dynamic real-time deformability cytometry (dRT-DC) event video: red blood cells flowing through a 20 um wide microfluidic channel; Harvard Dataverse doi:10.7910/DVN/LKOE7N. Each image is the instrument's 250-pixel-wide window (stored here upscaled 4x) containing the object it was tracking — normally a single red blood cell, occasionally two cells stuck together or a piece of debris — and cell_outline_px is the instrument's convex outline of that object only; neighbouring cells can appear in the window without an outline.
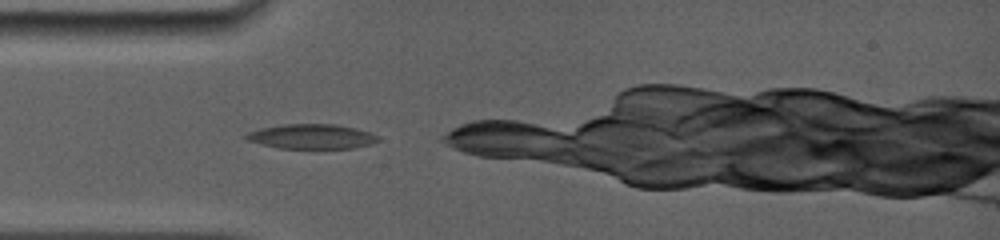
{"species": "common noctule bat (a hibernating species)", "species_latin": "Nyctalus noctula", "temperature_condition": "room temperature", "stored_images_in_passage": 11, "camera_frame_rate_fps": 5000, "um_per_image_px": 0.085, "animal": {"sex": "female", "body_mass_g": 19.0, "forearm_length_mm": 56.7}, "frame": {"image": 1, "passage_image": 1, "time_ms": 0.0, "image_size_px": [1000, 240], "cell_outline_px": [[380, 140], [372, 144], [352, 148], [280, 148], [260, 144], [244, 140], [244, 136], [248, 132], [260, 128], [284, 124], [336, 124], [356, 128], [380, 136]], "centroid_in_image_um": [26.48, 11.6], "position_along_channel_um": 58.5, "area_um2": 19.13}}
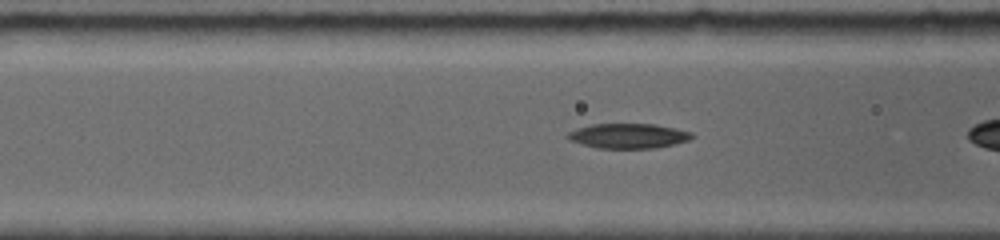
{"frame": {"image": 2, "passage_image": 5, "time_ms": 1.4, "image_size_px": [1000, 240], "cell_outline_px": [[696, 136], [688, 140], [676, 144], [652, 148], [596, 148], [568, 140], [564, 136], [568, 132], [576, 128], [592, 124], [656, 124], [676, 128], [692, 132]], "centroid_in_image_um": [53.39, 11.55], "position_along_channel_um": 113.2, "area_um2": 18.21}}
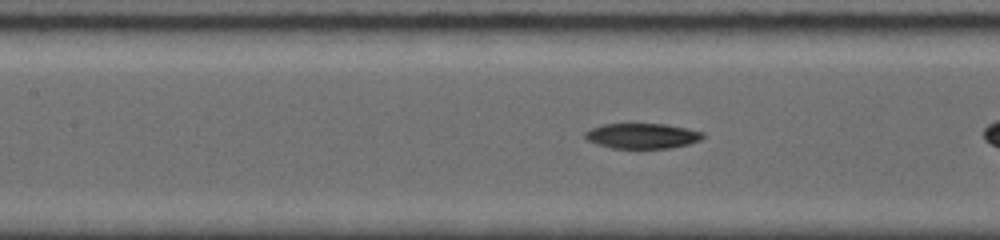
{"frame": {"image": 3, "passage_image": 8, "time_ms": 2.4, "image_size_px": [1000, 240], "cell_outline_px": [[704, 136], [700, 140], [688, 144], [672, 148], [612, 148], [596, 144], [584, 140], [584, 132], [592, 128], [604, 124], [668, 124], [688, 128], [704, 132]], "centroid_in_image_um": [54.58, 11.55], "position_along_channel_um": 152.8, "area_um2": 17.51}}